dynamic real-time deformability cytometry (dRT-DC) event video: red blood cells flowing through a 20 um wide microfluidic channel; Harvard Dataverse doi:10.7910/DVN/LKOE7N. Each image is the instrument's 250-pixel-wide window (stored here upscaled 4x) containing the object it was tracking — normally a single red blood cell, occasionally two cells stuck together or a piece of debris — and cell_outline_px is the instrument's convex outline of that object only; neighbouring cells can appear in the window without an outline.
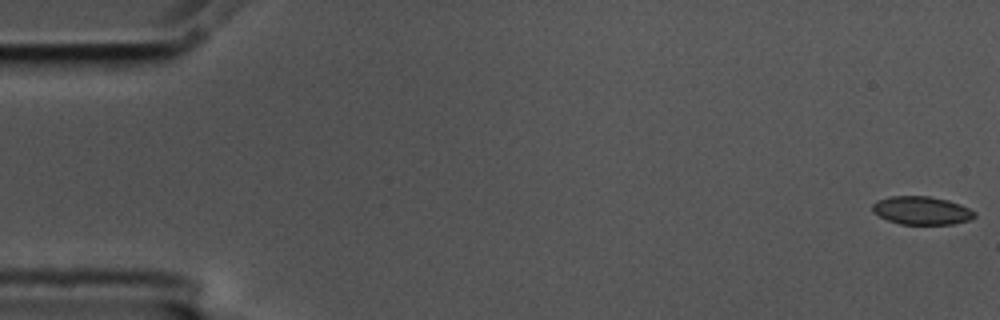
{"species": "common noctule bat (a hibernating species)", "species_latin": "Nyctalus noctula", "temperature_condition": "cold", "stored_images_in_passage": 10, "camera_frame_rate_fps": 3000, "um_per_image_px": 0.085, "animal": {"sex": "male", "body_mass_g": 17.5, "forearm_length_mm": 52.3}, "frame": {"image": 1, "passage_image": 1, "time_ms": 0.0, "image_size_px": [1000, 320], "cell_outline_px": [[976, 216], [968, 220], [952, 224], [900, 224], [888, 220], [872, 212], [872, 204], [876, 200], [888, 196], [928, 196], [948, 200], [960, 204], [976, 212]], "centroid_in_image_um": [78.31, 17.88], "position_along_channel_um": 6.7, "area_um2": 16.82}}